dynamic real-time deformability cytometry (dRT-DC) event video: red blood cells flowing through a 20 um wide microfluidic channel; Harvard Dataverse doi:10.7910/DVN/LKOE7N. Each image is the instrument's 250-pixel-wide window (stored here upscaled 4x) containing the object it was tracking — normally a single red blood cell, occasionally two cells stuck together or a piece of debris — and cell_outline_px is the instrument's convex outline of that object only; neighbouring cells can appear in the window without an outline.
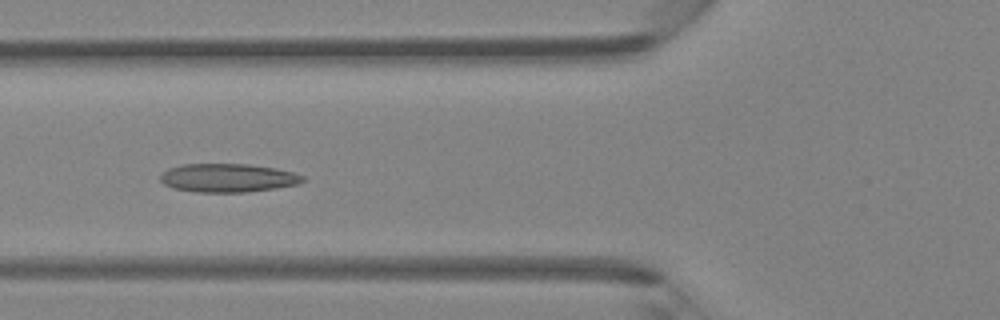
{"species": "Egyptian fruit bat (a non-hibernating species)", "species_latin": "Rousettus aegyptiacus", "temperature_condition": "room temperature", "stored_images_in_passage": 7, "camera_frame_rate_fps": 3000, "um_per_image_px": 0.085, "animal": {"sex": "female"}, "frame": {"image": 1, "passage_image": 7, "time_ms": 6.667, "image_size_px": [1000, 320], "cell_outline_px": [[304, 180], [296, 184], [276, 188], [244, 192], [196, 192], [172, 188], [164, 184], [160, 180], [160, 176], [168, 168], [180, 164], [248, 164], [276, 168], [292, 172], [304, 176]], "centroid_in_image_um": [19.33, 15.12], "position_along_channel_um": 106.5, "area_um2": 23.64}}